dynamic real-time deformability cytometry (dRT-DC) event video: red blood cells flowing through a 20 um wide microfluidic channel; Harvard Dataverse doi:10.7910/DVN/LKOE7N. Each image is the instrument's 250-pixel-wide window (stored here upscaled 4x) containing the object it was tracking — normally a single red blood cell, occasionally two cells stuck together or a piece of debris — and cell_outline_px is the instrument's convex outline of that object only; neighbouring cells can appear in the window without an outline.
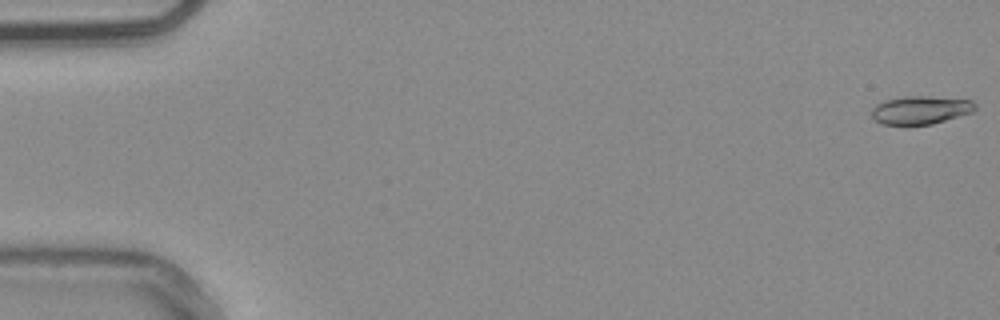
{"species": "common noctule bat (a hibernating species)", "species_latin": "Nyctalus noctula", "temperature_condition": "warm", "stored_images_in_passage": 54, "camera_frame_rate_fps": 3000, "um_per_image_px": 0.085, "animal": {"sex": "male", "body_mass_g": 20.4}, "frame": {"image": 1, "passage_image": 1, "time_ms": 0.0, "image_size_px": [1000, 320], "cell_outline_px": [[976, 108], [972, 112], [932, 124], [880, 124], [872, 116], [872, 108], [876, 104], [884, 100], [904, 96], [924, 96], [972, 100], [976, 104]], "centroid_in_image_um": [78.24, 9.34], "position_along_channel_um": 6.8, "area_um2": 16.88}}
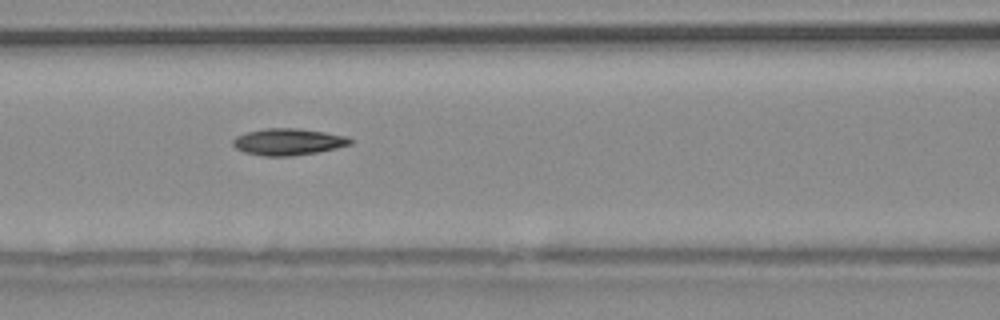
{"frame": {"image": 2, "passage_image": 24, "time_ms": 7.667, "image_size_px": [1000, 320], "cell_outline_px": [[352, 144], [336, 148], [316, 152], [292, 156], [264, 156], [244, 152], [236, 148], [232, 144], [232, 140], [236, 136], [248, 132], [264, 128], [296, 128], [324, 132], [344, 136], [352, 140]], "centroid_in_image_um": [24.46, 12.05], "position_along_channel_um": 142.1, "area_um2": 18.09}}
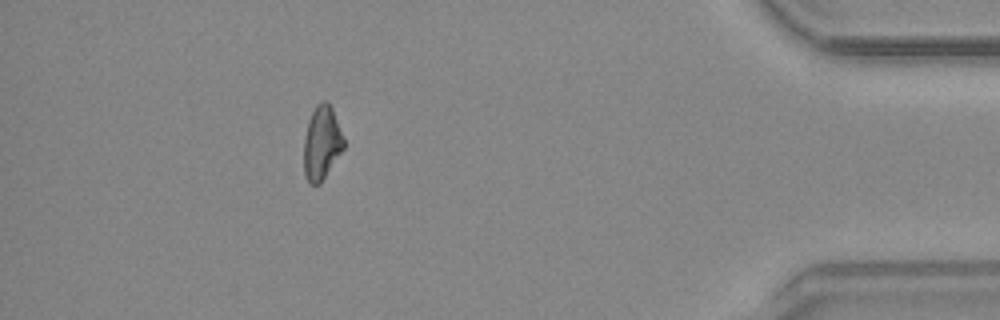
{"frame": {"image": 3, "passage_image": 49, "time_ms": 16.0, "image_size_px": [1000, 320], "cell_outline_px": [[344, 148], [320, 184], [312, 184], [304, 176], [304, 140], [308, 120], [316, 104], [320, 100], [328, 100], [332, 108], [344, 140]], "centroid_in_image_um": [27.34, 12.12], "position_along_channel_um": 407.9, "area_um2": 17.11}, "authors_computed_cell_mechanics": {"area_um2": 17.5134, "velocity_mm_per_s": 3.7926, "shape_relaxation_time_tau1_ms": 4.531, "shape_relaxation_time_tau2_ms": 7.4973, "deformation_change_tau1": 0.1257, "deformation_change_tau2": 0.1636}}